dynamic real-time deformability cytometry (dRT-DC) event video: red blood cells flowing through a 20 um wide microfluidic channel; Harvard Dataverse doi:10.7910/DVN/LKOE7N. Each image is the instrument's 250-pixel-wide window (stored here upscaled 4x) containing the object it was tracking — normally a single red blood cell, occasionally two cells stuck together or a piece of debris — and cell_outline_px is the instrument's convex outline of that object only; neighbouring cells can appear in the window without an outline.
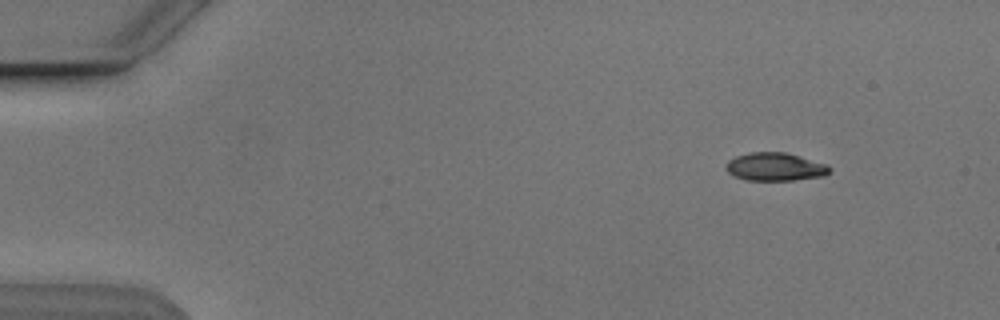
{"species": "Egyptian fruit bat (a non-hibernating species)", "species_latin": "Rousettus aegyptiacus", "temperature_condition": "cold", "stored_images_in_passage": 48, "camera_frame_rate_fps": 3000, "um_per_image_px": 0.085, "animal": {"sex": "male"}, "frame": {"image": 1, "passage_image": 1, "time_ms": 0.0, "image_size_px": [1000, 320], "cell_outline_px": [[832, 172], [824, 176], [792, 180], [748, 180], [736, 176], [728, 172], [724, 168], [728, 160], [736, 156], [752, 152], [784, 152], [800, 156], [828, 164], [832, 168]], "centroid_in_image_um": [65.93, 14.17], "position_along_channel_um": 19.1, "area_um2": 17.05}}
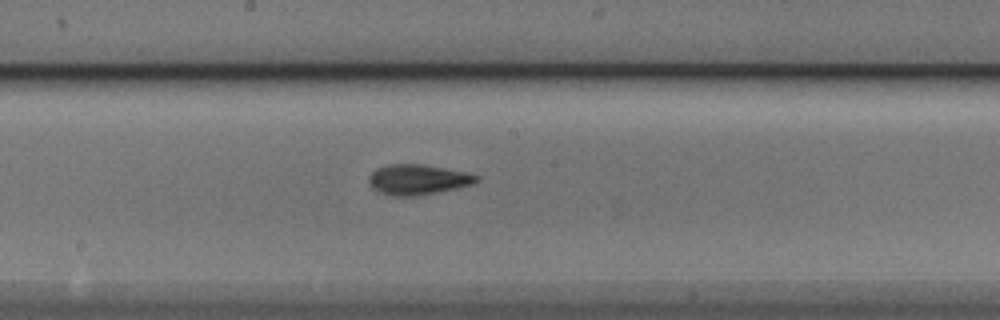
{"frame": {"image": 2, "passage_image": 24, "time_ms": 7.667, "image_size_px": [1000, 320], "cell_outline_px": [[480, 180], [472, 184], [456, 188], [416, 196], [392, 196], [376, 192], [368, 184], [368, 176], [376, 168], [388, 164], [424, 164], [464, 172], [480, 176]], "centroid_in_image_um": [35.46, 15.26], "position_along_channel_um": 212.7, "area_um2": 19.13}}
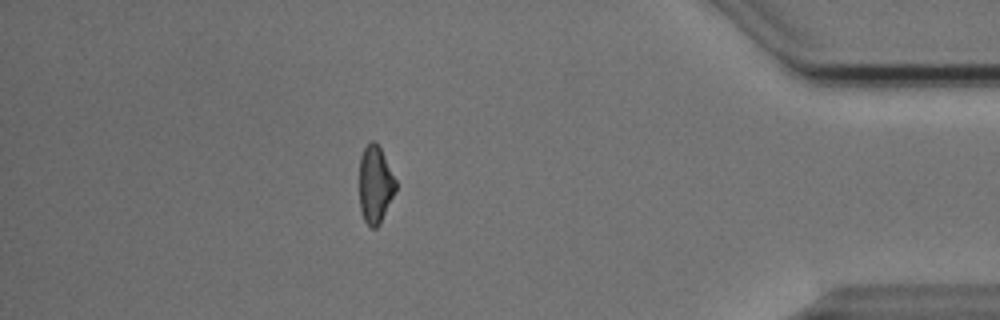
{"frame": {"image": 3, "passage_image": 42, "time_ms": 13.667, "image_size_px": [1000, 320], "cell_outline_px": [[396, 188], [380, 224], [376, 228], [372, 228], [364, 220], [360, 208], [360, 156], [364, 148], [372, 140], [380, 148], [396, 180]], "centroid_in_image_um": [31.89, 15.7], "position_along_channel_um": 403.3, "area_um2": 16.07}, "authors_computed_cell_mechanics": {"area_um2": 17.918, "velocity_mm_per_s": 3.8548, "shape_relaxation_time_tau1_ms": 3.3898, "shape_relaxation_time_tau2_ms": 2.7761, "deformation_change_tau1": 0.1458, "deformation_change_tau2": 0.1063}}